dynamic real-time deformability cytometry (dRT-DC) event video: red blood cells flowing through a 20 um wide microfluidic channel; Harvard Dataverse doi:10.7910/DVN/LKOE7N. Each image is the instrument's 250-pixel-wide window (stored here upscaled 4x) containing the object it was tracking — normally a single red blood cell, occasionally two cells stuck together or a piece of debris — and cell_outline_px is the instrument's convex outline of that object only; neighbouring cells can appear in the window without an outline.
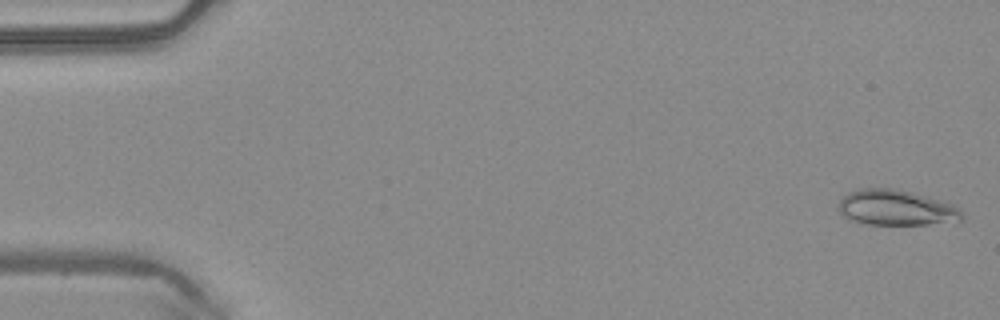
{"species": "common noctule bat (a hibernating species)", "species_latin": "Nyctalus noctula", "temperature_condition": "warm", "stored_images_in_passage": 15, "camera_frame_rate_fps": 3000, "um_per_image_px": 0.085, "animal": {"sex": "male", "body_mass_g": 20.4}, "frame": {"image": 1, "passage_image": 1, "time_ms": 0.0, "image_size_px": [1000, 320], "cell_outline_px": [[964, 216], [960, 220], [928, 224], [868, 224], [852, 220], [844, 216], [840, 212], [840, 200], [848, 192], [860, 188], [892, 188], [924, 196], [952, 204]], "centroid_in_image_um": [76.12, 17.65], "position_along_channel_um": 8.9, "area_um2": 24.85}}